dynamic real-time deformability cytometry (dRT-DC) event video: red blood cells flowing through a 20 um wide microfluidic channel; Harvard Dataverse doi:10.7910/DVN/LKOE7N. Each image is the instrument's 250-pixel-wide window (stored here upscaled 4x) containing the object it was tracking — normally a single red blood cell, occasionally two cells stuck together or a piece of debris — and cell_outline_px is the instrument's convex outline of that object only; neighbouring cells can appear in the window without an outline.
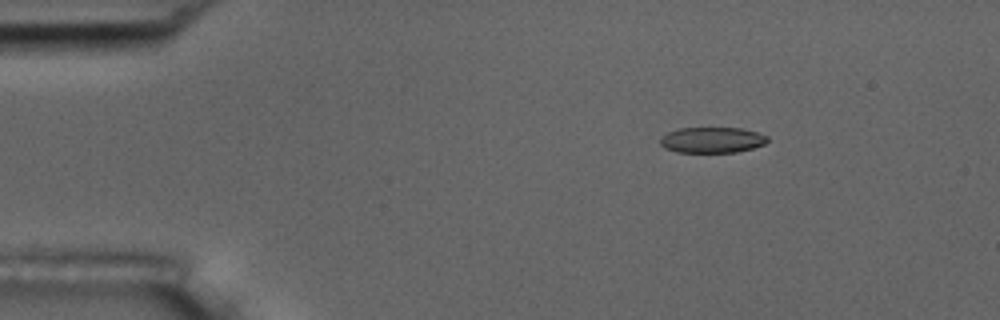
{"species": "common noctule bat (a hibernating species)", "species_latin": "Nyctalus noctula", "temperature_condition": "room temperature", "stored_images_in_passage": 47, "camera_frame_rate_fps": 3000, "um_per_image_px": 0.085, "animal": {"sex": "male", "body_mass_g": 17.5, "forearm_length_mm": 52.3}, "frame": {"image": 1, "passage_image": 1, "time_ms": 0.0, "image_size_px": [1000, 320], "cell_outline_px": [[768, 140], [764, 144], [752, 148], [736, 152], [676, 152], [664, 148], [660, 144], [660, 136], [668, 132], [680, 128], [740, 128], [756, 132], [768, 136]], "centroid_in_image_um": [60.49, 11.9], "position_along_channel_um": 24.5, "area_um2": 16.07}}
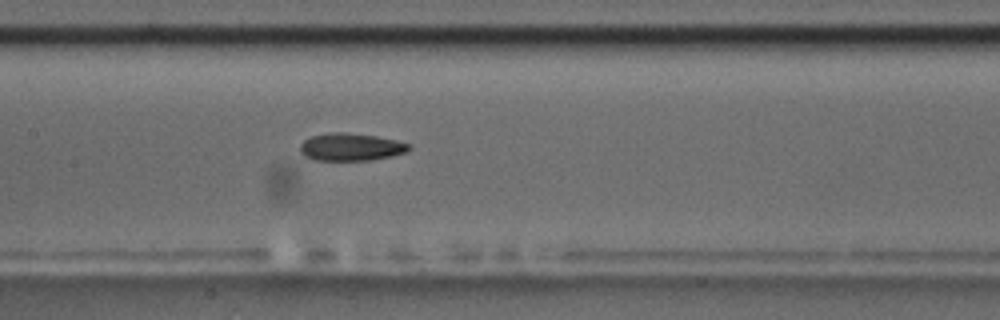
{"frame": {"image": 2, "passage_image": 19, "time_ms": 6.0, "image_size_px": [1000, 320], "cell_outline_px": [[412, 148], [408, 152], [392, 156], [372, 160], [312, 160], [304, 156], [300, 152], [300, 144], [304, 140], [312, 136], [328, 132], [344, 132], [376, 136], [396, 140], [412, 144]], "centroid_in_image_um": [29.85, 12.5], "position_along_channel_um": 177.6, "area_um2": 17.74}}
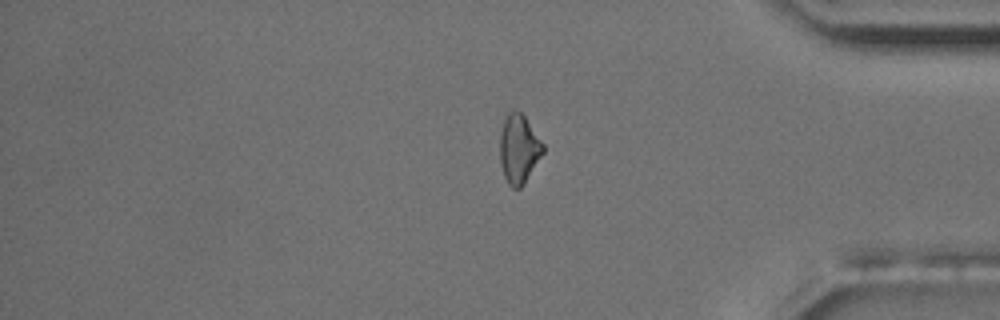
{"frame": {"image": 3, "passage_image": 38, "time_ms": 12.333, "image_size_px": [1000, 320], "cell_outline_px": [[544, 152], [524, 184], [520, 188], [512, 188], [508, 184], [504, 176], [500, 160], [500, 132], [504, 120], [508, 112], [520, 112], [524, 116], [544, 144]], "centroid_in_image_um": [44.1, 12.68], "position_along_channel_um": 391.1, "area_um2": 17.17}, "authors_computed_cell_mechanics": {"area_um2": 17.5712, "velocity_mm_per_s": 3.7201, "shape_relaxation_time_tau1_ms": null, "shape_relaxation_time_tau2_ms": 8.0505, "deformation_change_tau1": null, "deformation_change_tau2": 0.1615}}